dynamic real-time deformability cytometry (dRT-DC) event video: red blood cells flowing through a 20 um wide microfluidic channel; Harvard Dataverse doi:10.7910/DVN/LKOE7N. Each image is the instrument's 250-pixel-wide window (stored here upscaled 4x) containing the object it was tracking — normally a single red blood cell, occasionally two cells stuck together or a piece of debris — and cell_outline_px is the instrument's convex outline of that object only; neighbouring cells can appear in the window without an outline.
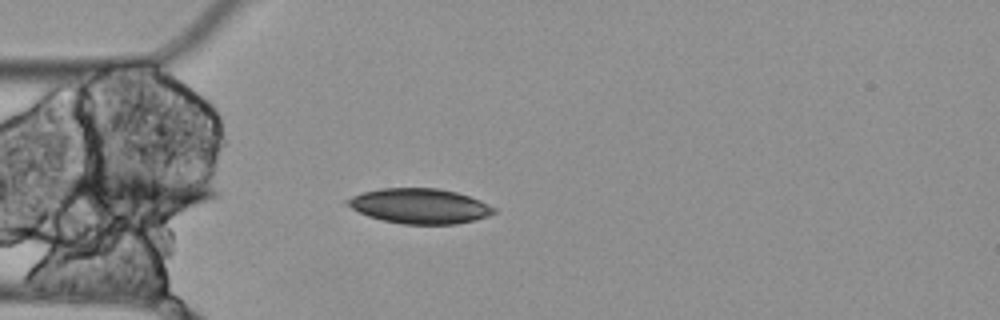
{"species": "Egyptian fruit bat (a non-hibernating species)", "species_latin": "Rousettus aegyptiacus", "temperature_condition": "cold", "stored_images_in_passage": 2, "camera_frame_rate_fps": 3000, "um_per_image_px": 0.085, "animal": {"sex": "female"}, "frame": {"image": 1, "passage_image": 2, "time_ms": 0.333, "image_size_px": [1000, 320], "cell_outline_px": [[496, 212], [488, 216], [476, 220], [456, 224], [404, 224], [384, 220], [368, 216], [344, 204], [344, 200], [352, 196], [364, 192], [380, 188], [436, 188], [456, 192], [480, 200], [496, 208]], "centroid_in_image_um": [35.68, 17.51], "position_along_channel_um": 49.3, "area_um2": 29.88}}